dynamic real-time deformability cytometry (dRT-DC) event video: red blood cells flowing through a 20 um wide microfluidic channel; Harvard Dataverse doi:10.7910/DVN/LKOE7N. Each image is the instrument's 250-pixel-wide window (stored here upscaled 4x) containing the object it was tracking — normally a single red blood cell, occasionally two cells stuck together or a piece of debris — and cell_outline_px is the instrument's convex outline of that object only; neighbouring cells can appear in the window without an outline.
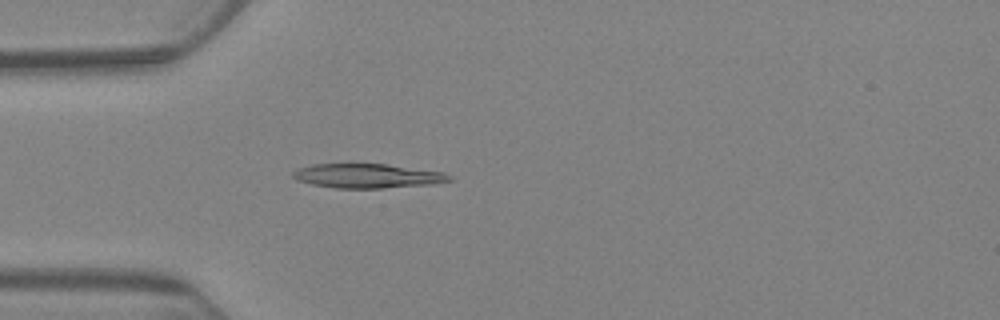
{"species": "Egyptian fruit bat (a non-hibernating species)", "species_latin": "Rousettus aegyptiacus", "temperature_condition": "warm", "stored_images_in_passage": 6, "camera_frame_rate_fps": 3000, "um_per_image_px": 0.085, "animal": {"sex": "female"}, "frame": {"image": 1, "passage_image": 6, "time_ms": 5.667, "image_size_px": [1000, 320], "cell_outline_px": [[452, 180], [432, 184], [384, 188], [336, 188], [312, 184], [296, 180], [292, 176], [292, 172], [300, 168], [312, 164], [388, 164], [444, 172], [452, 176]], "centroid_in_image_um": [31.25, 14.95], "position_along_channel_um": 53.7, "area_um2": 22.14}}